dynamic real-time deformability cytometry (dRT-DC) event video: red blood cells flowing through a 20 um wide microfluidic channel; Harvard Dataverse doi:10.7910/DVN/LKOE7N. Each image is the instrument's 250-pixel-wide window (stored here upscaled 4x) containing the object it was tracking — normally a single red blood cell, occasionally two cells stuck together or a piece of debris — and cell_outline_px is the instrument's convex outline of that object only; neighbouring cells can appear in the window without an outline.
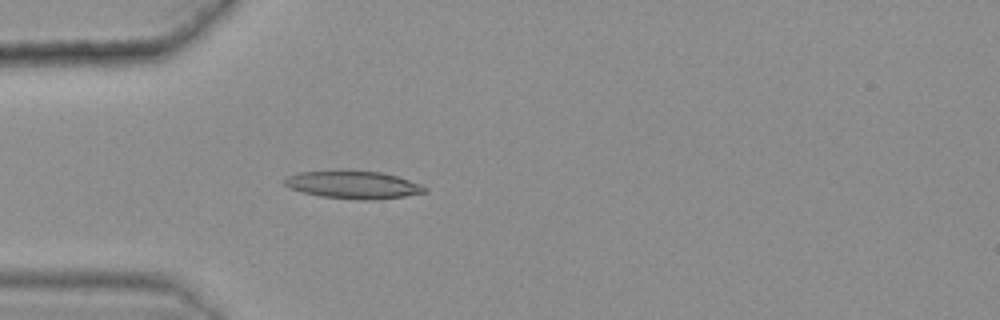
{"species": "common noctule bat (a hibernating species)", "species_latin": "Nyctalus noctula", "temperature_condition": "warm", "stored_images_in_passage": 48, "camera_frame_rate_fps": 3000, "um_per_image_px": 0.085, "animal": {"sex": "female", "body_mass_g": 25.1}, "frame": {"image": 1, "passage_image": 17, "time_ms": 5.333, "image_size_px": [1000, 320], "cell_outline_px": [[428, 192], [404, 196], [368, 200], [364, 200], [320, 196], [304, 192], [292, 188], [284, 184], [284, 180], [288, 176], [300, 172], [340, 168], [384, 172], [420, 184], [428, 188]], "centroid_in_image_um": [30.03, 15.66], "position_along_channel_um": 55.0, "area_um2": 23.06}}
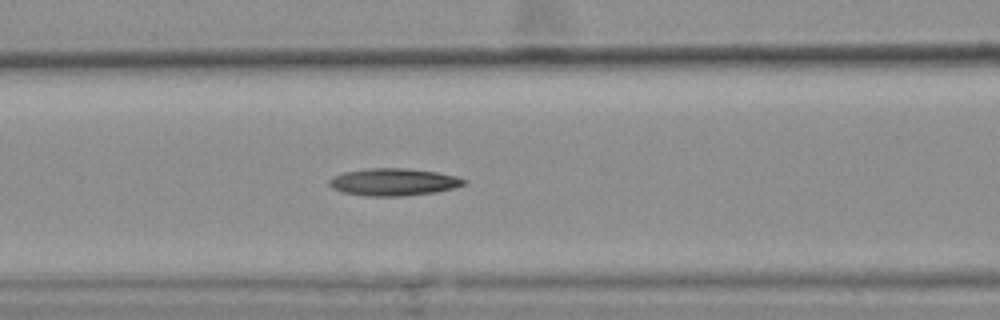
{"frame": {"image": 2, "passage_image": 24, "time_ms": 7.667, "image_size_px": [1000, 320], "cell_outline_px": [[468, 184], [456, 188], [436, 192], [400, 196], [368, 196], [344, 192], [332, 188], [328, 184], [328, 180], [332, 176], [340, 172], [368, 168], [404, 168], [436, 172], [456, 176], [468, 180]], "centroid_in_image_um": [33.46, 15.46], "position_along_channel_um": 133.1, "area_um2": 21.68}}
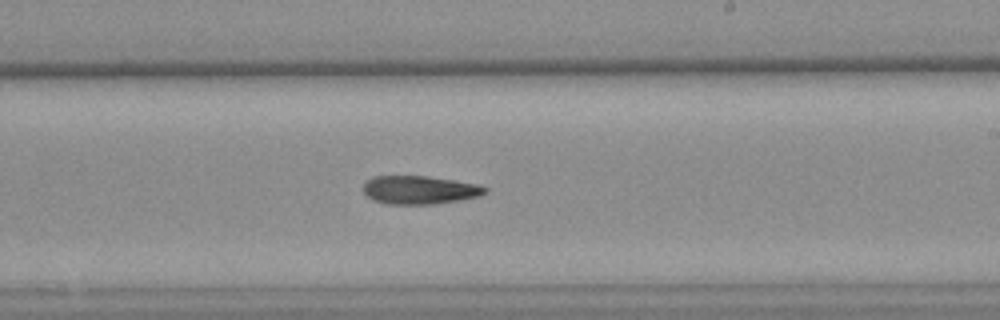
{"frame": {"image": 3, "passage_image": 34, "time_ms": 11.0, "image_size_px": [1000, 320], "cell_outline_px": [[488, 192], [480, 196], [432, 204], [388, 204], [372, 200], [364, 192], [364, 180], [376, 176], [428, 176], [480, 184], [488, 188]], "centroid_in_image_um": [35.68, 16.13], "position_along_channel_um": 253.3, "area_um2": 20.17}}